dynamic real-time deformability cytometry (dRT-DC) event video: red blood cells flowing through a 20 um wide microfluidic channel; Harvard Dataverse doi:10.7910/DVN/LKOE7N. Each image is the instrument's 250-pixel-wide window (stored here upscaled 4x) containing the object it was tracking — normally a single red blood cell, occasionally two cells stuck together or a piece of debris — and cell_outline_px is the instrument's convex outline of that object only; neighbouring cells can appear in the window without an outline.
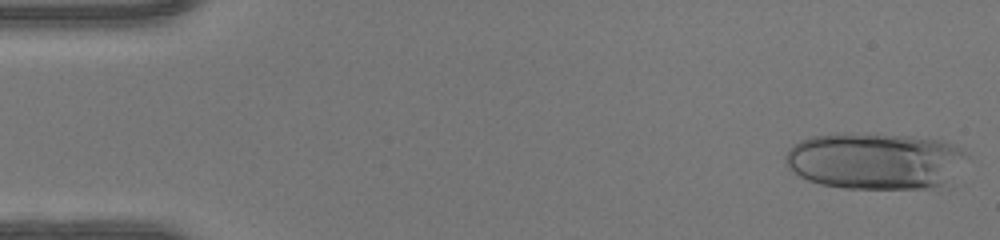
{"species": "human", "species_latin": "Homo sapiens", "temperature_condition": "warm", "stored_images_in_passage": 14, "camera_frame_rate_fps": 3000, "um_per_image_px": 0.085, "donor": {"sex": "female"}, "frame": {"image": 1, "passage_image": 1, "time_ms": 0.0, "image_size_px": [1000, 240], "cell_outline_px": [[968, 156], [944, 184], [928, 188], [844, 188], [820, 184], [808, 180], [792, 172], [788, 168], [784, 160], [784, 156], [788, 148], [792, 144], [800, 140], [812, 136], [836, 132], [876, 132], [912, 136], [940, 140], [952, 144], [960, 148]], "centroid_in_image_um": [74.29, 13.63], "position_along_channel_um": 10.7, "area_um2": 60.63}}
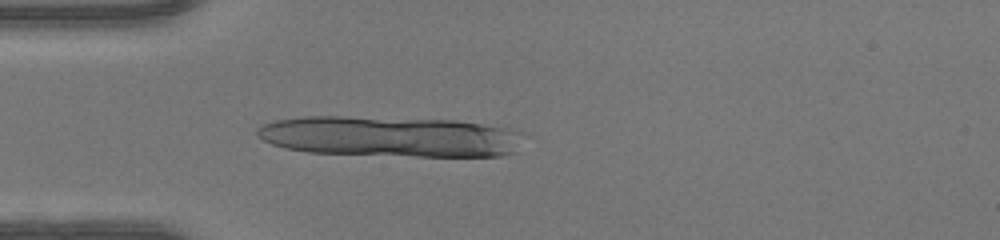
{"frame": {"image": 2, "passage_image": 13, "time_ms": 4.0, "image_size_px": [1000, 240], "cell_outline_px": [[516, 152], [500, 156], [416, 156], [308, 152], [284, 148], [272, 144], [264, 140], [256, 132], [260, 124], [276, 120], [304, 116], [344, 116], [456, 120], [508, 128], [512, 132]], "centroid_in_image_um": [32.99, 11.59], "position_along_channel_um": 52.0, "area_um2": 62.25}}